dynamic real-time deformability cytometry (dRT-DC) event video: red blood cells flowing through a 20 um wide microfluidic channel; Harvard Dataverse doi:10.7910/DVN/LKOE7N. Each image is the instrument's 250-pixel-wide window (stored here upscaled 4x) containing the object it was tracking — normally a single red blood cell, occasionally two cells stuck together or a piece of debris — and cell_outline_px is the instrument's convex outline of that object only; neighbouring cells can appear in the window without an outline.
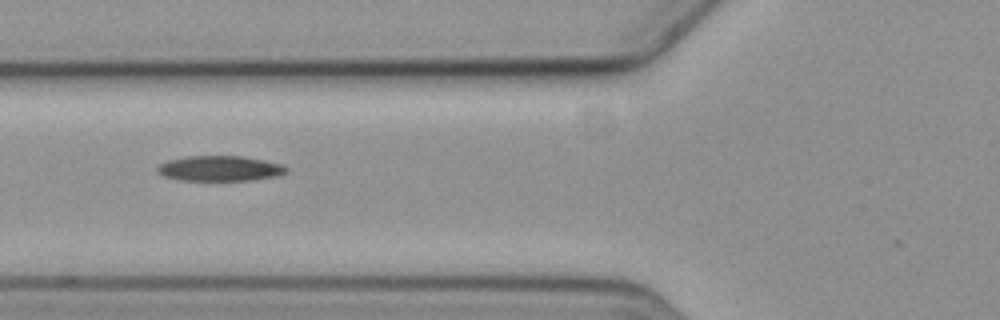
{"species": "common noctule bat (a hibernating species)", "species_latin": "Nyctalus noctula", "temperature_condition": "cold", "stored_images_in_passage": 11, "camera_frame_rate_fps": 3000, "um_per_image_px": 0.085, "animal": {"sex": "female", "body_mass_g": 19.3, "forearm_length_mm": 54.1}, "frame": {"image": 1, "passage_image": 2, "time_ms": 2.0, "image_size_px": [1000, 320], "cell_outline_px": [[288, 172], [276, 176], [252, 180], [180, 180], [164, 176], [156, 168], [160, 164], [168, 160], [188, 156], [244, 156], [284, 164], [288, 168]], "centroid_in_image_um": [18.74, 14.31], "position_along_channel_um": 107.1, "area_um2": 18.96}}
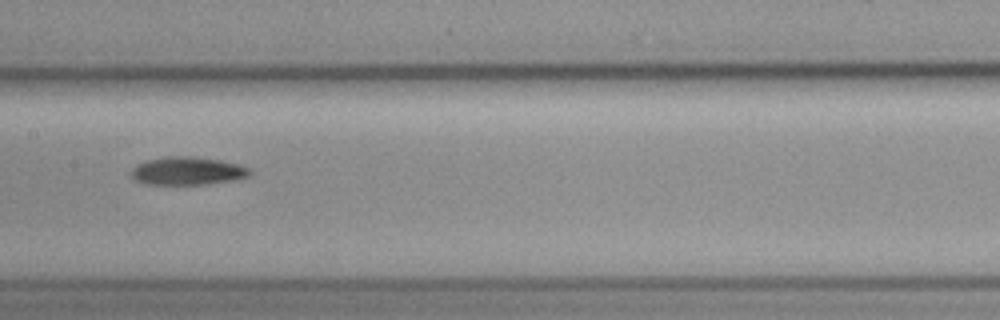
{"frame": {"image": 2, "passage_image": 4, "time_ms": 4.333, "image_size_px": [1000, 320], "cell_outline_px": [[252, 172], [248, 176], [236, 180], [204, 184], [144, 184], [132, 180], [132, 168], [136, 164], [144, 160], [164, 156], [196, 156], [220, 160], [240, 164], [248, 168]], "centroid_in_image_um": [15.9, 14.52], "position_along_channel_um": 191.5, "area_um2": 19.71}}
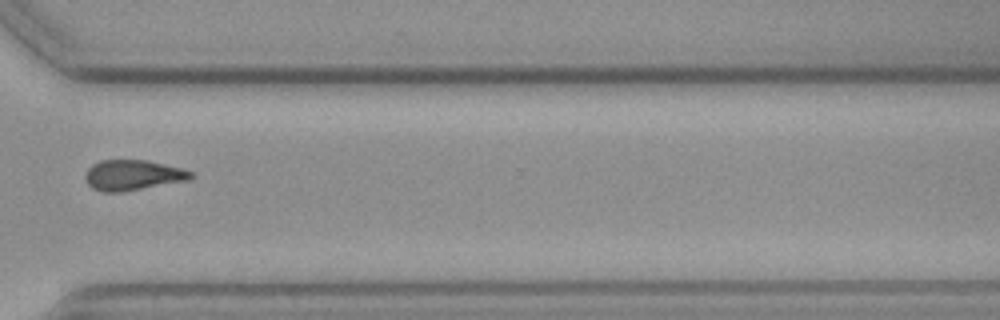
{"frame": {"image": 3, "passage_image": 8, "time_ms": 9.0, "image_size_px": [1000, 320], "cell_outline_px": [[192, 180], [120, 192], [104, 192], [92, 188], [88, 184], [84, 176], [84, 172], [92, 164], [100, 160], [148, 160], [184, 168], [192, 172]], "centroid_in_image_um": [11.3, 14.88], "position_along_channel_um": 359.3, "area_um2": 18.96}, "authors_computed_cell_mechanics": {"area_um2": 18.9584, "velocity_mm_per_s": 3.6123, "shape_relaxation_time_tau1_ms": 3.9456, "shape_relaxation_time_tau2_ms": 7.8062, "deformation_change_tau1": 0.1126, "deformation_change_tau2": 0.1454}}